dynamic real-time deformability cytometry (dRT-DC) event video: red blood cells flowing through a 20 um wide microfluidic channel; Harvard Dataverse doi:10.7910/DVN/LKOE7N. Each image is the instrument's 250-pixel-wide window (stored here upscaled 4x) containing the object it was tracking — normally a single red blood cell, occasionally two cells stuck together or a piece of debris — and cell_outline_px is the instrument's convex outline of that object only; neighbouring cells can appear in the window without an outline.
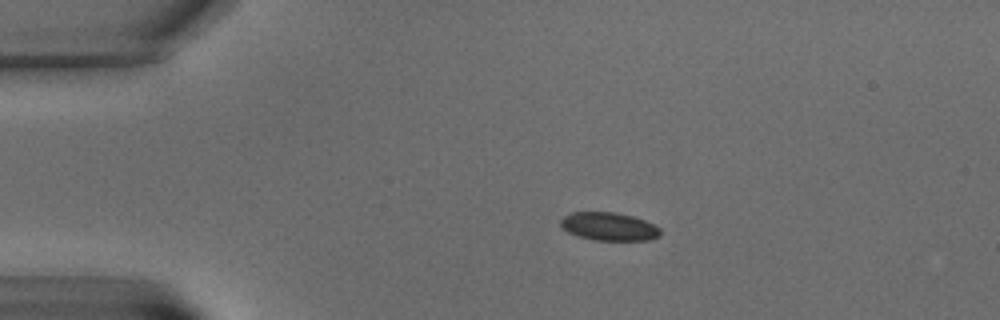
{"species": "common noctule bat (a hibernating species)", "species_latin": "Nyctalus noctula", "temperature_condition": "warm", "stored_images_in_passage": 3, "camera_frame_rate_fps": 3000, "um_per_image_px": 0.085, "animal": {"sex": "male", "body_mass_g": 15.6}, "frame": {"image": 1, "passage_image": 1, "time_ms": 0.0, "image_size_px": [1000, 320], "cell_outline_px": [[660, 236], [652, 240], [596, 240], [580, 236], [568, 232], [560, 224], [560, 220], [564, 216], [572, 212], [612, 212], [632, 216], [644, 220], [660, 228]], "centroid_in_image_um": [51.78, 19.25], "position_along_channel_um": 33.2, "area_um2": 16.18}}